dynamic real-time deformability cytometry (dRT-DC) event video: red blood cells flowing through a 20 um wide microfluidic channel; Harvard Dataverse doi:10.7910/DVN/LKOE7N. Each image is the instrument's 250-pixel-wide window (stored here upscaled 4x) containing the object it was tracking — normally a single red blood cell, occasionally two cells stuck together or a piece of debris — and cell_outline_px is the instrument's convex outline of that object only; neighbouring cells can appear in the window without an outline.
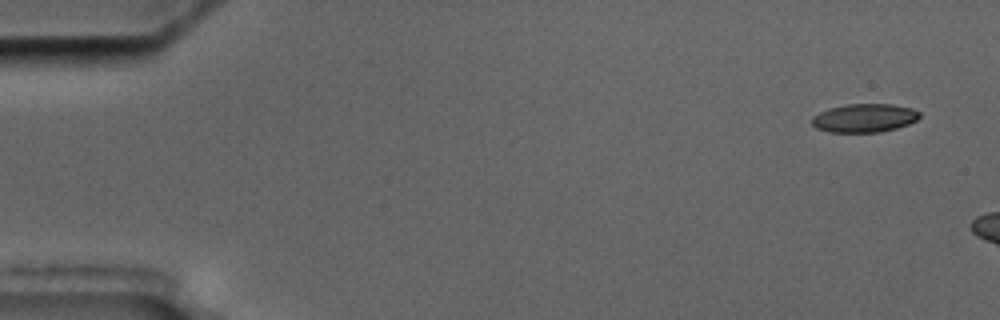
{"species": "common noctule bat (a hibernating species)", "species_latin": "Nyctalus noctula", "temperature_condition": "cold", "stored_images_in_passage": 3, "camera_frame_rate_fps": 3000, "um_per_image_px": 0.085, "animal": {"sex": "male", "body_mass_g": 17.5, "forearm_length_mm": 52.3}, "frame": {"image": 1, "passage_image": 1, "time_ms": 0.0, "image_size_px": [1000, 320], "cell_outline_px": [[920, 116], [916, 120], [908, 124], [896, 128], [880, 132], [828, 132], [816, 128], [812, 124], [812, 116], [828, 108], [848, 104], [892, 104], [912, 108], [920, 112]], "centroid_in_image_um": [73.46, 10.03], "position_along_channel_um": 11.5, "area_um2": 17.92}}